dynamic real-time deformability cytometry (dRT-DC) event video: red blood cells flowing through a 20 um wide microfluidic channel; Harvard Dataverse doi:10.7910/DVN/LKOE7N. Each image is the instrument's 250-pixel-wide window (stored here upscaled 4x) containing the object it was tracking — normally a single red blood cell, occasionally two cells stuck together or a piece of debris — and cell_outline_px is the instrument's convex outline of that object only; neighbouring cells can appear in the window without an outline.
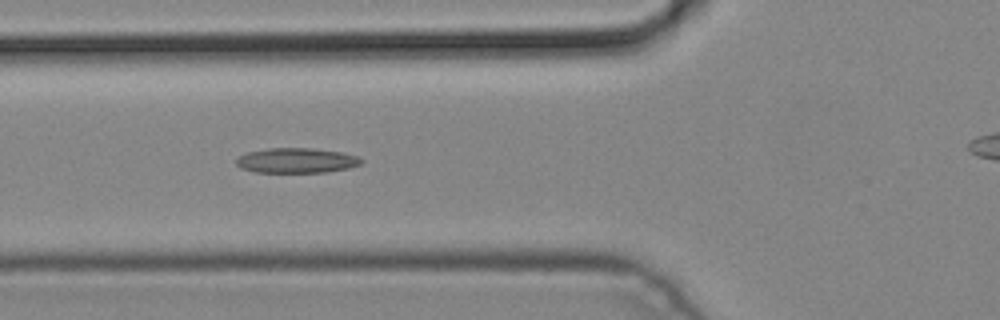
{"species": "common noctule bat (a hibernating species)", "species_latin": "Nyctalus noctula", "temperature_condition": "cold", "stored_images_in_passage": 7, "camera_frame_rate_fps": 3000, "um_per_image_px": 0.085, "animal": {"sex": "male", "body_mass_g": 19.2, "forearm_length_mm": 51.8}, "frame": {"image": 1, "passage_image": 5, "time_ms": 1.333, "image_size_px": [1000, 320], "cell_outline_px": [[364, 160], [360, 164], [348, 168], [328, 172], [252, 172], [240, 168], [236, 164], [236, 160], [240, 156], [248, 152], [268, 148], [312, 148], [340, 152], [360, 156]], "centroid_in_image_um": [25.21, 13.64], "position_along_channel_um": 100.6, "area_um2": 18.26}}
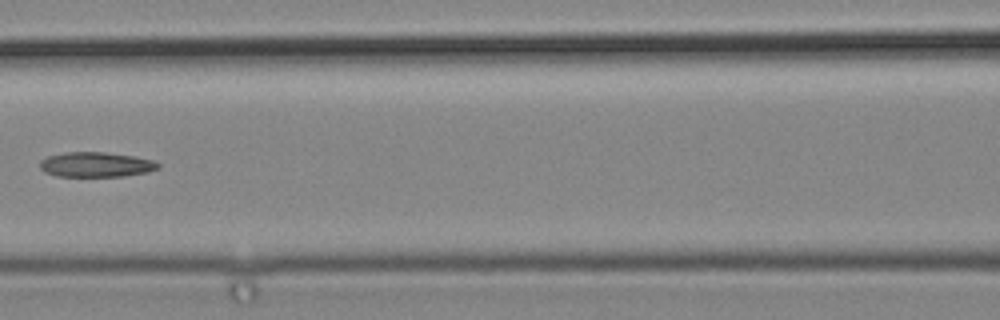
{"frame": {"image": 2, "passage_image": 6, "time_ms": 1.667, "image_size_px": [1000, 320], "cell_outline_px": [[160, 168], [148, 172], [124, 176], [56, 176], [44, 172], [40, 168], [40, 160], [48, 156], [64, 152], [104, 152], [136, 156], [152, 160], [160, 164]], "centroid_in_image_um": [8.16, 13.98], "position_along_channel_um": 158.4, "area_um2": 17.28}}
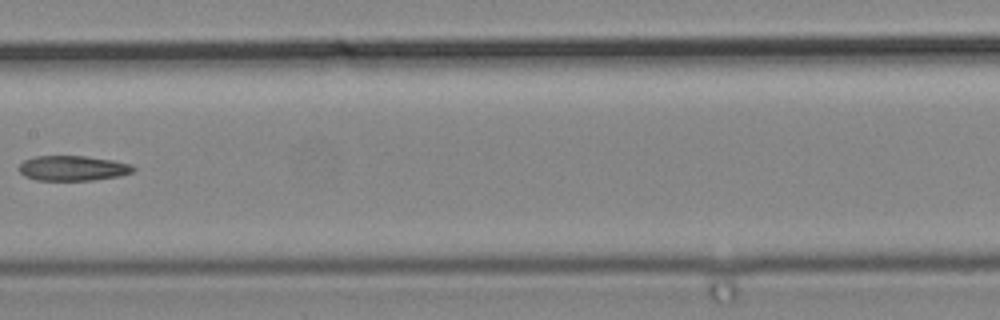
{"frame": {"image": 3, "passage_image": 7, "time_ms": 2.0, "image_size_px": [1000, 320], "cell_outline_px": [[136, 168], [132, 172], [120, 176], [92, 180], [36, 180], [24, 176], [20, 172], [20, 164], [24, 160], [36, 156], [84, 156], [112, 160], [132, 164]], "centroid_in_image_um": [6.2, 14.3], "position_along_channel_um": 201.2, "area_um2": 16.65}}